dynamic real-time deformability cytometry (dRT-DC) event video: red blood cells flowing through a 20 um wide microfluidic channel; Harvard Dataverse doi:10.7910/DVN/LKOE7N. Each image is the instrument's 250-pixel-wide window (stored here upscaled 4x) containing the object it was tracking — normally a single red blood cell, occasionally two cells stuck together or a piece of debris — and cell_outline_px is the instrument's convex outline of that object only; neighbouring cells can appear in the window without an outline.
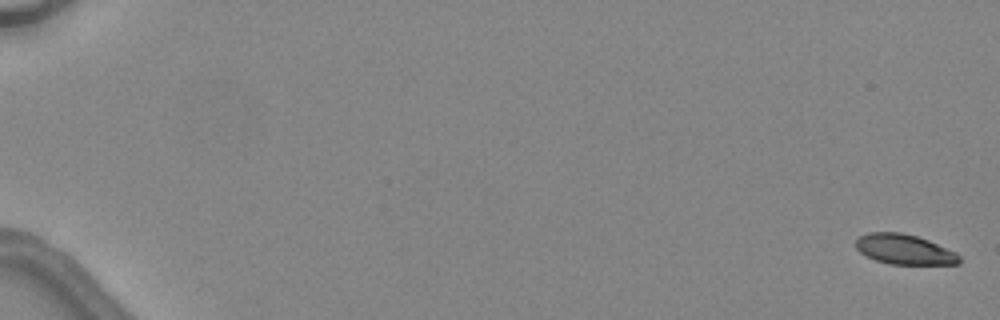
{"species": "common noctule bat (a hibernating species)", "species_latin": "Nyctalus noctula", "temperature_condition": "warm", "stored_images_in_passage": 5, "camera_frame_rate_fps": 3000, "um_per_image_px": 0.085, "animal": {"sex": "female", "body_mass_g": 24.6, "forearm_length_mm": 56.2}, "frame": {"image": 1, "passage_image": 1, "time_ms": 0.0, "image_size_px": [1000, 320], "cell_outline_px": [[960, 264], [888, 264], [864, 256], [856, 248], [856, 240], [860, 236], [868, 232], [900, 232], [916, 236], [928, 240], [956, 252], [960, 256]], "centroid_in_image_um": [76.85, 21.2], "position_along_channel_um": 8.1, "area_um2": 18.15}}